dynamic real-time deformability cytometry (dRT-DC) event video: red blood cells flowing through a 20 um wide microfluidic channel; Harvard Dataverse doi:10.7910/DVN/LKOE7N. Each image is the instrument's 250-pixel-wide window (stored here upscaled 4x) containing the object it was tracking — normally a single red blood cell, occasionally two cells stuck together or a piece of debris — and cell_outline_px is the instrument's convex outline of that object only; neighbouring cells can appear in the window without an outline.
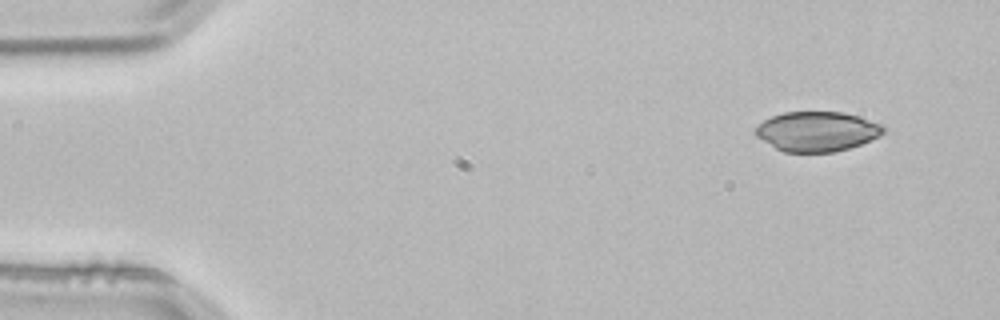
{"species": "common noctule bat (a hibernating species)", "species_latin": "Nyctalus noctula", "temperature_condition": "room temperature", "stored_images_in_passage": 4, "segment_of_instrument_passage": [1, 2], "camera_frame_rate_fps": 3000, "um_per_image_px": 0.085, "animal": {"sex": "male", "body_mass_g": 21.5, "forearm_length_mm": 52.0}, "frame": {"image": 1, "passage_image": 1, "time_ms": 0.0, "image_size_px": [1000, 320], "cell_outline_px": [[888, 128], [880, 136], [872, 140], [836, 152], [784, 152], [776, 148], [756, 136], [756, 128], [764, 120], [772, 116], [784, 112], [844, 112], [880, 124]], "centroid_in_image_um": [69.47, 11.17], "position_along_channel_um": 15.5, "area_um2": 29.48}}